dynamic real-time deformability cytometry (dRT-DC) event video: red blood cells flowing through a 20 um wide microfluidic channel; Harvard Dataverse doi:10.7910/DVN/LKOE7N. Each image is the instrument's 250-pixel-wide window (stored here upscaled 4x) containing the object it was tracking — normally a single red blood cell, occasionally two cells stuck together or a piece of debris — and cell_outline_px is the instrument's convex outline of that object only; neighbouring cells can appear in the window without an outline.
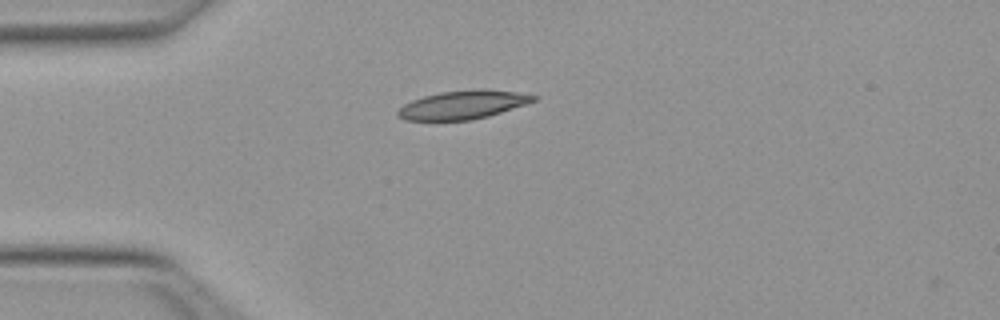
{"species": "Egyptian fruit bat (a non-hibernating species)", "species_latin": "Rousettus aegyptiacus", "temperature_condition": "warm", "stored_images_in_passage": 3, "camera_frame_rate_fps": 3000, "um_per_image_px": 0.085, "animal": {"sex": "female"}, "frame": {"image": 1, "passage_image": 1, "time_ms": 0.0, "image_size_px": [1000, 320], "cell_outline_px": [[540, 96], [536, 100], [488, 116], [472, 120], [404, 120], [396, 116], [396, 112], [404, 104], [412, 100], [424, 96], [440, 92], [476, 88], [516, 92]], "centroid_in_image_um": [39.31, 8.9], "position_along_channel_um": 45.7, "area_um2": 22.48}}